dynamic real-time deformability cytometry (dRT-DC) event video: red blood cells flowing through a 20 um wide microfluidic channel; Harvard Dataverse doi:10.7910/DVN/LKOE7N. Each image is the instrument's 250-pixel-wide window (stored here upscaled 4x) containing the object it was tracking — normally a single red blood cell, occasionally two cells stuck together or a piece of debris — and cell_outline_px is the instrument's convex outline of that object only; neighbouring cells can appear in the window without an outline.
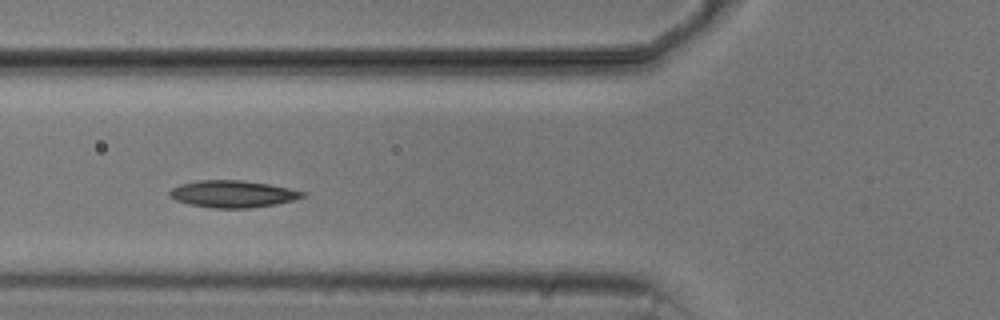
{"species": "common noctule bat (a hibernating species)", "species_latin": "Nyctalus noctula", "temperature_condition": "cold", "stored_images_in_passage": 8, "camera_frame_rate_fps": 3000, "um_per_image_px": 0.085, "animal": {"sex": "male", "body_mass_g": 20.5, "forearm_length_mm": 52.5}, "frame": {"image": 1, "passage_image": 5, "time_ms": 4.667, "image_size_px": [1000, 320], "cell_outline_px": [[304, 196], [292, 200], [276, 204], [248, 208], [212, 208], [188, 204], [176, 200], [168, 196], [168, 192], [172, 188], [184, 184], [200, 180], [240, 180], [268, 184], [288, 188], [304, 192]], "centroid_in_image_um": [19.74, 16.49], "position_along_channel_um": 106.1, "area_um2": 20.63}}
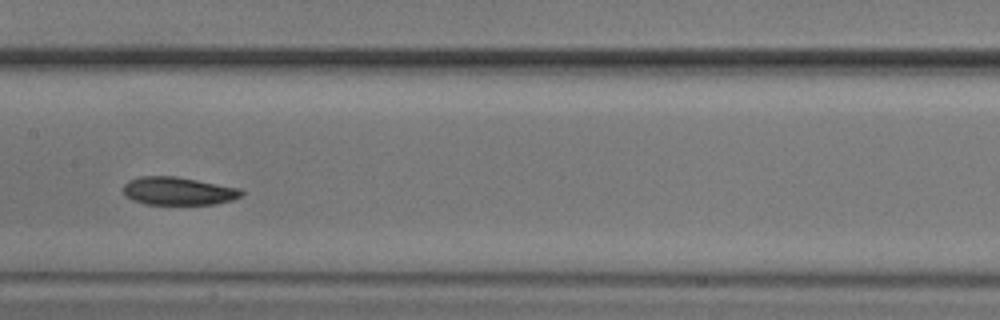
{"frame": {"image": 2, "passage_image": 7, "time_ms": 7.0, "image_size_px": [1000, 320], "cell_outline_px": [[244, 192], [240, 196], [232, 200], [216, 204], [144, 204], [132, 200], [124, 192], [124, 184], [128, 180], [140, 176], [176, 176], [240, 188]], "centroid_in_image_um": [15.15, 16.23], "position_along_channel_um": 192.2, "area_um2": 19.25}}
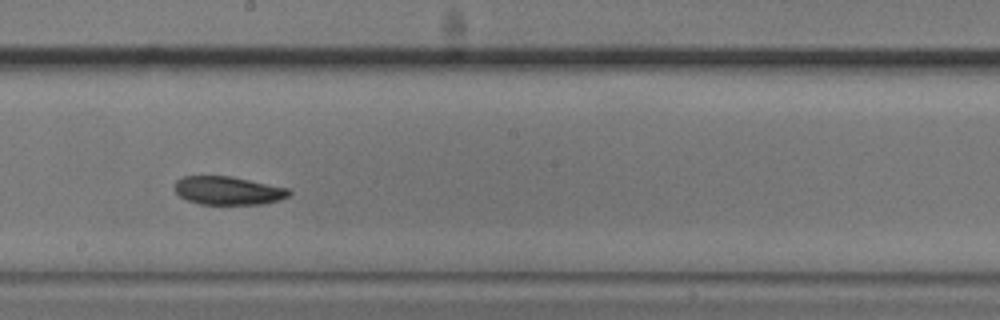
{"frame": {"image": 3, "passage_image": 8, "time_ms": 8.0, "image_size_px": [1000, 320], "cell_outline_px": [[292, 192], [288, 196], [280, 200], [260, 204], [200, 204], [188, 200], [180, 196], [176, 192], [176, 180], [184, 176], [228, 176], [292, 188]], "centroid_in_image_um": [19.44, 16.2], "position_along_channel_um": 228.8, "area_um2": 18.84}}